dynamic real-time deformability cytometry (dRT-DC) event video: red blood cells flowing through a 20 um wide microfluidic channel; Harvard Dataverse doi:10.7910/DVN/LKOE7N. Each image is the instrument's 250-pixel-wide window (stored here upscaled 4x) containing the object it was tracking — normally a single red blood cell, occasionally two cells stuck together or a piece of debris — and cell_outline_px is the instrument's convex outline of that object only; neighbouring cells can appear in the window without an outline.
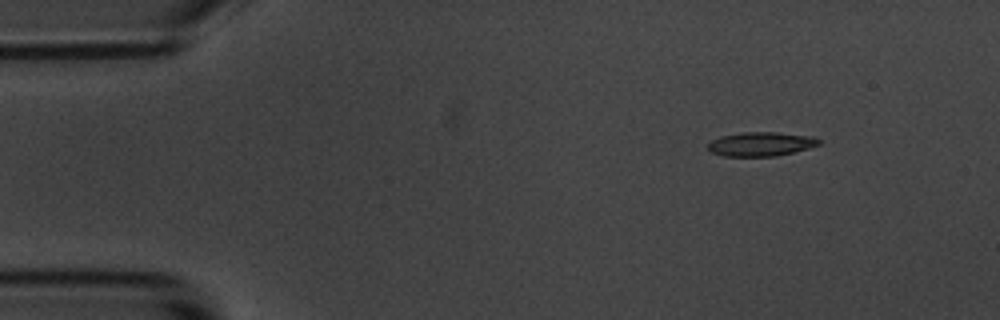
{"species": "common noctule bat (a hibernating species)", "species_latin": "Nyctalus noctula", "temperature_condition": "room temperature", "stored_images_in_passage": 5, "camera_frame_rate_fps": 3000, "um_per_image_px": 0.085, "animal": {"sex": "male", "body_mass_g": 20.1, "forearm_length_mm": 53.5}, "frame": {"image": 1, "passage_image": 1, "time_ms": 0.0, "image_size_px": [1000, 320], "cell_outline_px": [[820, 144], [808, 148], [776, 156], [724, 156], [712, 152], [708, 148], [708, 144], [712, 140], [720, 136], [744, 132], [776, 132], [812, 136], [820, 140]], "centroid_in_image_um": [64.67, 12.24], "position_along_channel_um": 20.3, "area_um2": 15.43}}
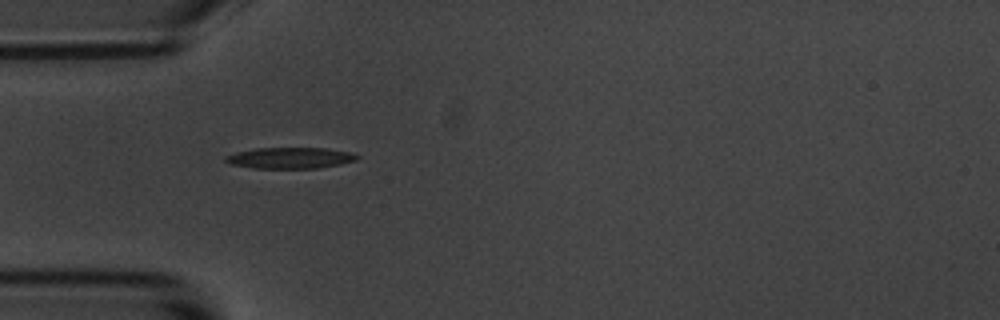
{"frame": {"image": 2, "passage_image": 4, "time_ms": 3.333, "image_size_px": [1000, 320], "cell_outline_px": [[360, 156], [356, 160], [340, 164], [316, 168], [252, 168], [228, 164], [224, 160], [224, 156], [236, 152], [256, 148], [324, 148], [348, 152]], "centroid_in_image_um": [24.59, 13.43], "position_along_channel_um": 60.4, "area_um2": 16.13}}